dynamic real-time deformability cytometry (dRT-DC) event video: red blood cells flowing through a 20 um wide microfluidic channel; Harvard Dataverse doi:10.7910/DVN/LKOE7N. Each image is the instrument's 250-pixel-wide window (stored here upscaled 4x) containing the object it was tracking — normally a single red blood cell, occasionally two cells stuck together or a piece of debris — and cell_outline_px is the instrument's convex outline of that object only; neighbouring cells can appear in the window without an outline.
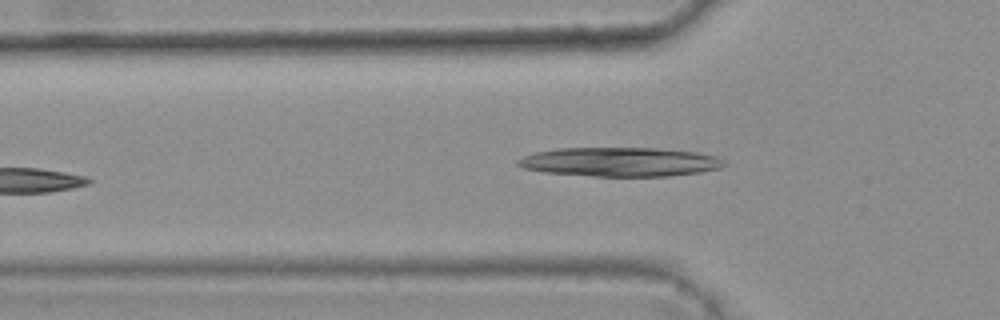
{"species": "common noctule bat (a hibernating species)", "species_latin": "Nyctalus noctula", "temperature_condition": "warm", "stored_images_in_passage": 6, "camera_frame_rate_fps": 3000, "um_per_image_px": 0.085, "animal": {"sex": "female", "body_mass_g": 25.1}, "frame": {"image": 1, "passage_image": 6, "time_ms": 1.667, "image_size_px": [1000, 320], "cell_outline_px": [[728, 164], [720, 168], [700, 172], [668, 176], [596, 176], [544, 172], [524, 168], [516, 164], [516, 160], [524, 156], [536, 152], [556, 148], [660, 148], [696, 152], [716, 156], [724, 160]], "centroid_in_image_um": [52.72, 13.76], "position_along_channel_um": 73.1, "area_um2": 35.03}}